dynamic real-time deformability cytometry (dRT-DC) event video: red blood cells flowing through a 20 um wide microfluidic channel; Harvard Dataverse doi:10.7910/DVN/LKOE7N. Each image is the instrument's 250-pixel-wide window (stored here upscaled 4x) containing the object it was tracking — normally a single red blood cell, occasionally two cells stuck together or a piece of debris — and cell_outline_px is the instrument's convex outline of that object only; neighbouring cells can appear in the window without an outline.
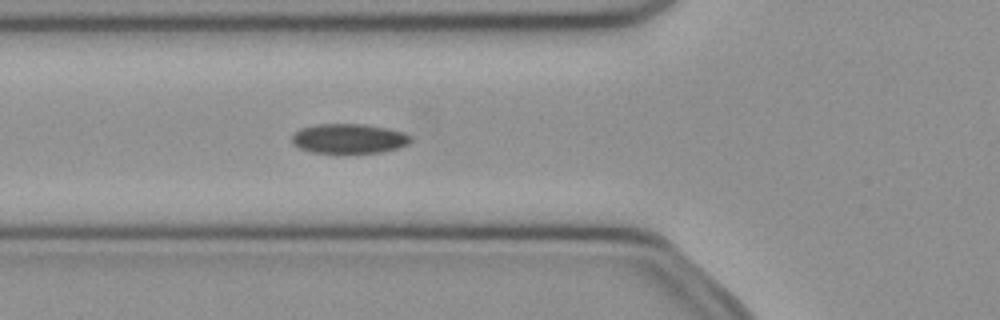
{"species": "common noctule bat (a hibernating species)", "species_latin": "Nyctalus noctula", "temperature_condition": "cold", "stored_images_in_passage": 39, "camera_frame_rate_fps": 3000, "um_per_image_px": 0.085, "animal": {"sex": "female", "body_mass_g": 21.9}, "frame": {"image": 1, "passage_image": 9, "time_ms": 2.667, "image_size_px": [1000, 320], "cell_outline_px": [[412, 140], [408, 144], [396, 148], [380, 152], [312, 152], [300, 148], [292, 144], [292, 136], [300, 128], [316, 124], [364, 124], [404, 132]], "centroid_in_image_um": [29.62, 11.77], "position_along_channel_um": 96.2, "area_um2": 20.17}}
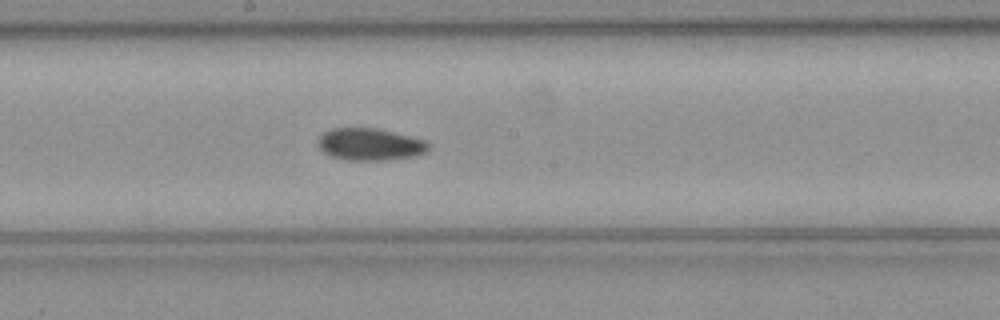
{"frame": {"image": 2, "passage_image": 18, "time_ms": 5.667, "image_size_px": [1000, 320], "cell_outline_px": [[428, 148], [424, 152], [416, 156], [388, 160], [344, 160], [332, 156], [324, 152], [316, 144], [320, 136], [324, 132], [332, 128], [376, 128], [428, 140]], "centroid_in_image_um": [31.44, 12.27], "position_along_channel_um": 216.8, "area_um2": 20.75}}
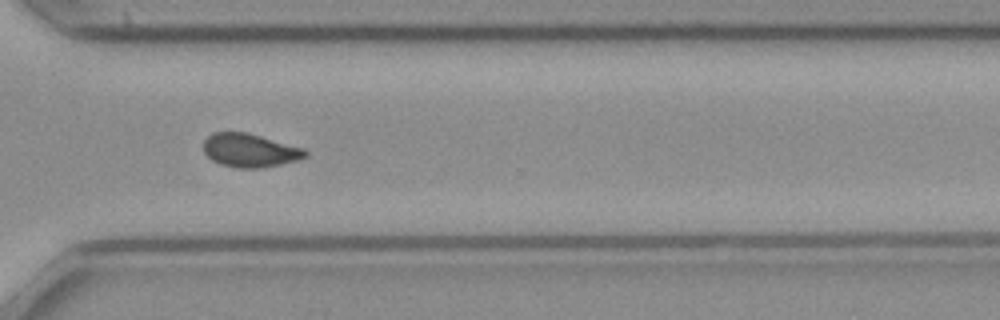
{"frame": {"image": 3, "passage_image": 28, "time_ms": 9.0, "image_size_px": [1000, 320], "cell_outline_px": [[308, 156], [296, 160], [280, 164], [260, 168], [236, 168], [220, 164], [212, 160], [204, 152], [204, 140], [212, 132], [248, 132], [304, 148], [308, 152]], "centroid_in_image_um": [21.24, 12.77], "position_along_channel_um": 349.4, "area_um2": 19.94}}